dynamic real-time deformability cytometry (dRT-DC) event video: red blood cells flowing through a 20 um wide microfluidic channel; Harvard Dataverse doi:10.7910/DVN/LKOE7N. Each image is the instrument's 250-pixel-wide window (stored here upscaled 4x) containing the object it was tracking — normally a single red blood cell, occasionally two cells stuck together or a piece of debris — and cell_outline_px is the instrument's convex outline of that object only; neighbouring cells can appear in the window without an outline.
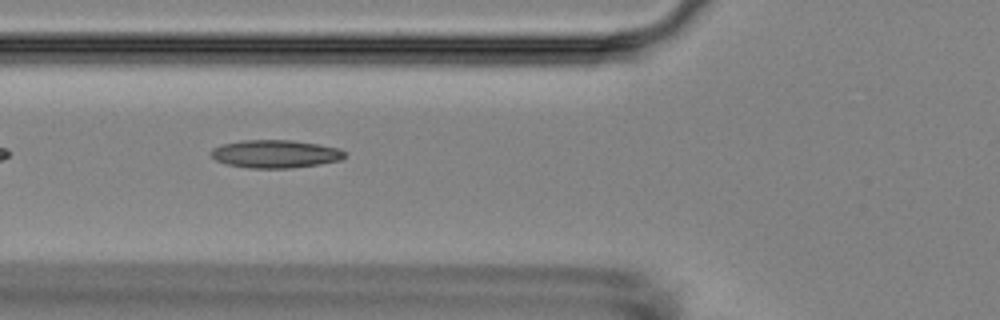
{"species": "Egyptian fruit bat (a non-hibernating species)", "species_latin": "Rousettus aegyptiacus", "temperature_condition": "room temperature", "stored_images_in_passage": 7, "camera_frame_rate_fps": 3000, "um_per_image_px": 0.085, "animal": {"sex": "female"}, "frame": {"image": 1, "passage_image": 6, "time_ms": 6.667, "image_size_px": [1000, 320], "cell_outline_px": [[344, 156], [340, 160], [320, 164], [292, 168], [248, 168], [224, 164], [216, 160], [208, 152], [212, 148], [220, 144], [240, 140], [292, 140], [340, 148], [344, 152]], "centroid_in_image_um": [23.33, 13.08], "position_along_channel_um": 102.5, "area_um2": 21.96}}
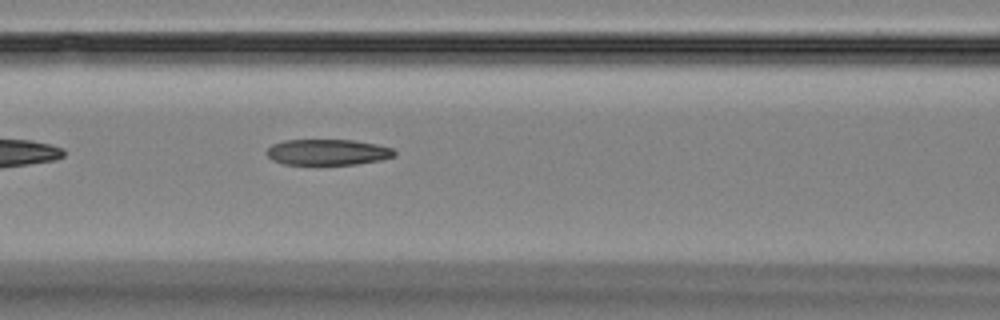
{"frame": {"image": 2, "passage_image": 7, "time_ms": 7.667, "image_size_px": [1000, 320], "cell_outline_px": [[396, 156], [380, 160], [356, 164], [284, 164], [272, 160], [264, 152], [272, 144], [284, 140], [352, 140], [376, 144], [392, 148], [396, 152]], "centroid_in_image_um": [27.84, 12.93], "position_along_channel_um": 138.8, "area_um2": 19.25}}